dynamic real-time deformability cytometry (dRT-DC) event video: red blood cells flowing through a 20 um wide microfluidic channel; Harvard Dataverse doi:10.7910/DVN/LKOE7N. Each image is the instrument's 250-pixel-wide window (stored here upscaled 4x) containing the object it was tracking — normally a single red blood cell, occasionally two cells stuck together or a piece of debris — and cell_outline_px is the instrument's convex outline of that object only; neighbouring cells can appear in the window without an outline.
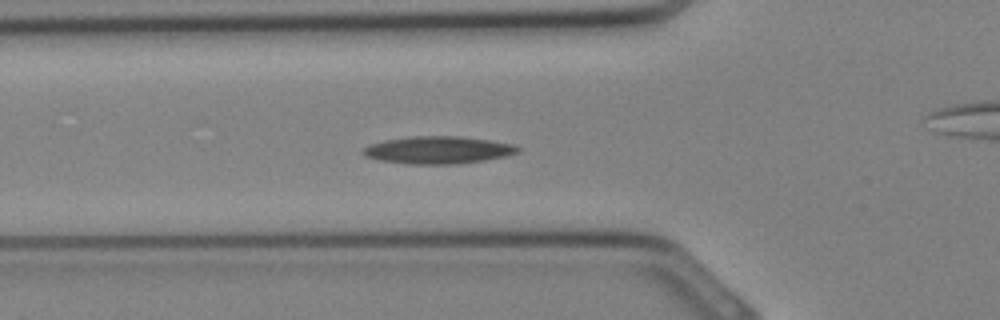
{"species": "Egyptian fruit bat (a non-hibernating species)", "species_latin": "Rousettus aegyptiacus", "temperature_condition": "cold", "stored_images_in_passage": 32, "camera_frame_rate_fps": 3000, "um_per_image_px": 0.085, "animal": {"sex": "female"}, "frame": {"image": 1, "passage_image": 10, "time_ms": 3.0, "image_size_px": [1000, 320], "cell_outline_px": [[520, 152], [508, 156], [484, 160], [456, 164], [408, 164], [380, 160], [364, 156], [360, 152], [368, 144], [384, 140], [412, 136], [460, 136], [516, 144], [520, 148]], "centroid_in_image_um": [37.24, 12.75], "position_along_channel_um": 88.6, "area_um2": 24.97}}
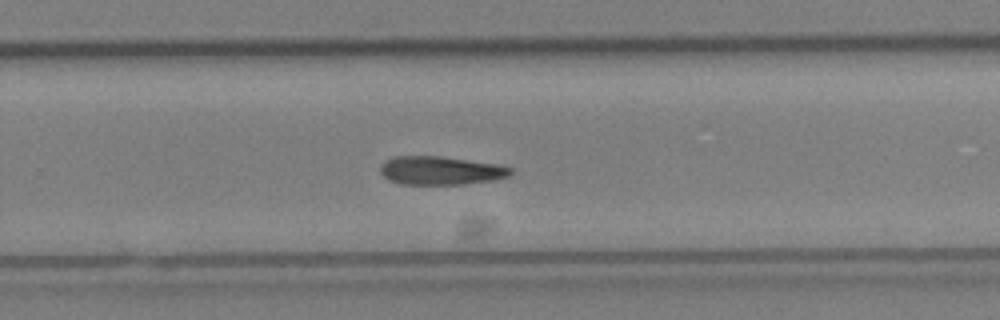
{"frame": {"image": 2, "passage_image": 20, "time_ms": 6.333, "image_size_px": [1000, 320], "cell_outline_px": [[512, 172], [508, 176], [496, 180], [464, 184], [400, 184], [388, 180], [380, 172], [380, 164], [384, 160], [396, 156], [440, 156], [500, 164], [512, 168]], "centroid_in_image_um": [37.45, 14.49], "position_along_channel_um": 292.3, "area_um2": 21.85}}
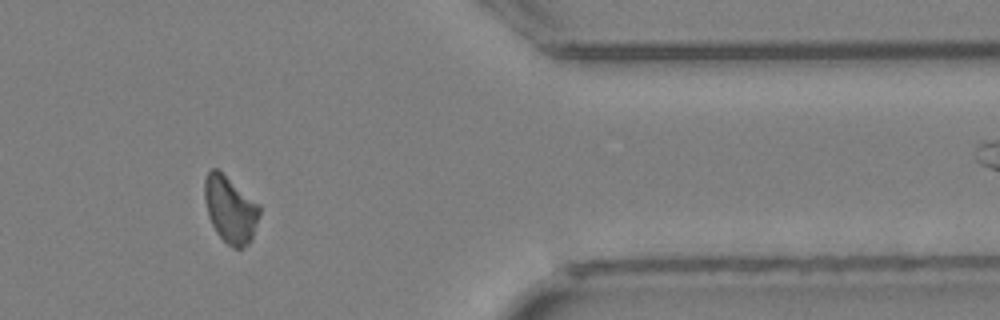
{"frame": {"image": 3, "passage_image": 26, "time_ms": 8.333, "image_size_px": [1000, 320], "cell_outline_px": [[260, 212], [252, 240], [248, 244], [240, 248], [232, 248], [216, 232], [208, 216], [204, 200], [204, 180], [208, 172], [212, 168], [216, 168], [260, 204]], "centroid_in_image_um": [19.57, 17.81], "position_along_channel_um": 391.8, "area_um2": 21.33}}